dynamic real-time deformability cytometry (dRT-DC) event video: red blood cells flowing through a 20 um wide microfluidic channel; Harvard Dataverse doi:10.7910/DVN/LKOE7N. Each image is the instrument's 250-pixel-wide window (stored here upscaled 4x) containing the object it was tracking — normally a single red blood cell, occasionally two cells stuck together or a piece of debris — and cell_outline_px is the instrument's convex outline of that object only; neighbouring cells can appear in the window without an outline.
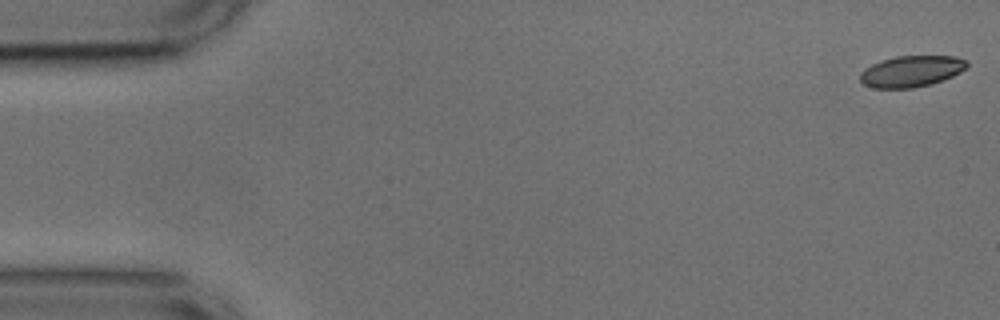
{"species": "common noctule bat (a hibernating species)", "species_latin": "Nyctalus noctula", "temperature_condition": "cold", "stored_images_in_passage": 15, "camera_frame_rate_fps": 3000, "um_per_image_px": 0.085, "animal": {"sex": "male", "body_mass_g": 17.9, "forearm_length_mm": 54.2}, "frame": {"image": 1, "passage_image": 1, "time_ms": 0.0, "image_size_px": [1000, 320], "cell_outline_px": [[968, 64], [960, 72], [952, 76], [928, 84], [912, 88], [872, 88], [864, 84], [860, 80], [860, 72], [864, 68], [880, 60], [896, 56], [956, 56], [968, 60]], "centroid_in_image_um": [77.43, 6.04], "position_along_channel_um": 7.6, "area_um2": 19.36}}
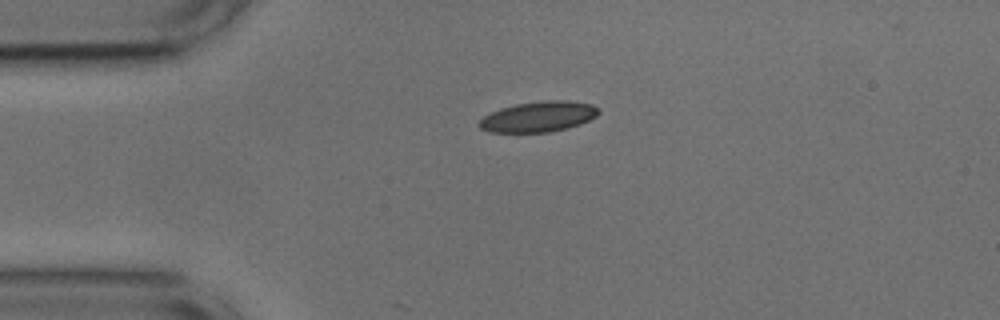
{"frame": {"image": 2, "passage_image": 12, "time_ms": 3.667, "image_size_px": [1000, 320], "cell_outline_px": [[600, 112], [596, 116], [580, 124], [568, 128], [548, 132], [488, 132], [480, 128], [476, 124], [484, 116], [500, 108], [516, 104], [544, 100], [568, 100], [592, 104]], "centroid_in_image_um": [45.75, 9.91], "position_along_channel_um": 39.2, "area_um2": 21.21}}